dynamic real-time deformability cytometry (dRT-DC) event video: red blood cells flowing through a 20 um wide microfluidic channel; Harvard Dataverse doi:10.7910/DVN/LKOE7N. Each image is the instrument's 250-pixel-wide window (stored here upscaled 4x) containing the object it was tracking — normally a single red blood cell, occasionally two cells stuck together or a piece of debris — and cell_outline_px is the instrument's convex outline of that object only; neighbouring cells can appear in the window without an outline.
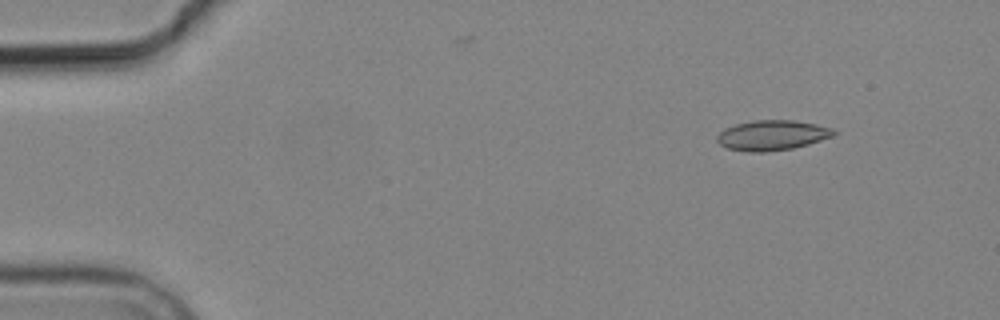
{"species": "common noctule bat (a hibernating species)", "species_latin": "Nyctalus noctula", "temperature_condition": "cold", "stored_images_in_passage": 5, "camera_frame_rate_fps": 3000, "um_per_image_px": 0.085, "animal": {"sex": "male", "body_mass_g": 19.2, "forearm_length_mm": 51.8}, "frame": {"image": 1, "passage_image": 1, "time_ms": 0.0, "image_size_px": [1000, 320], "cell_outline_px": [[836, 132], [832, 136], [808, 144], [792, 148], [768, 152], [748, 152], [728, 148], [720, 144], [716, 140], [716, 136], [724, 128], [736, 124], [752, 120], [792, 120], [816, 124], [832, 128]], "centroid_in_image_um": [65.59, 11.49], "position_along_channel_um": 19.4, "area_um2": 20.4}}
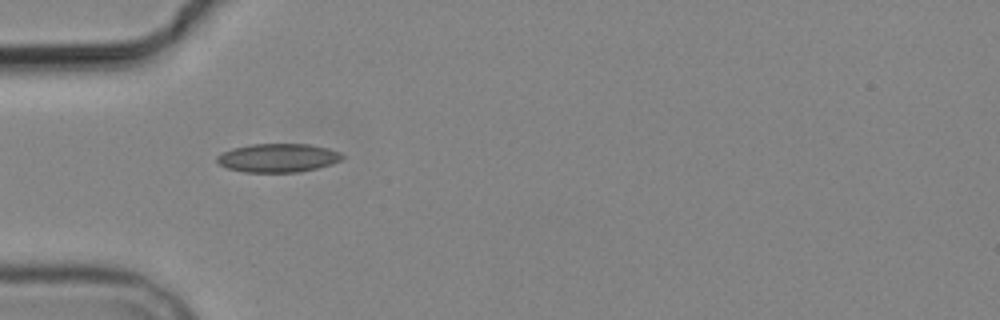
{"frame": {"image": 2, "passage_image": 4, "time_ms": 3.667, "image_size_px": [1000, 320], "cell_outline_px": [[344, 156], [340, 160], [332, 164], [300, 172], [244, 172], [228, 168], [220, 164], [216, 160], [216, 156], [232, 148], [252, 144], [308, 144], [328, 148], [340, 152]], "centroid_in_image_um": [23.63, 13.42], "position_along_channel_um": 61.4, "area_um2": 20.81}}
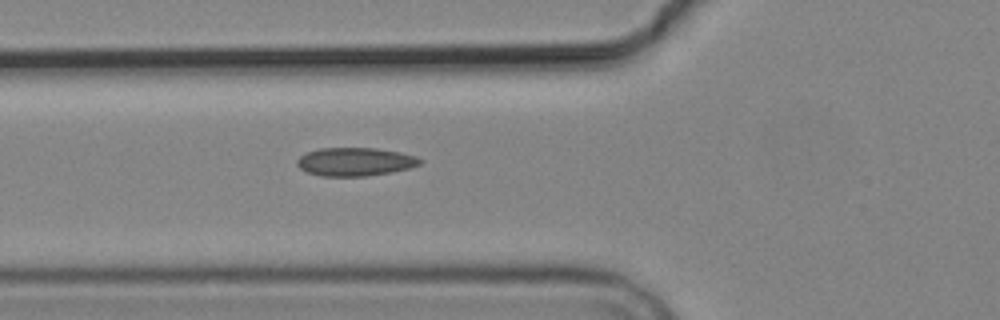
{"frame": {"image": 3, "passage_image": 5, "time_ms": 4.667, "image_size_px": [1000, 320], "cell_outline_px": [[424, 160], [420, 164], [408, 168], [392, 172], [364, 176], [320, 176], [308, 172], [300, 168], [296, 164], [296, 160], [300, 156], [308, 152], [320, 148], [376, 148], [400, 152], [416, 156]], "centroid_in_image_um": [30.19, 13.74], "position_along_channel_um": 95.6, "area_um2": 20.29}}